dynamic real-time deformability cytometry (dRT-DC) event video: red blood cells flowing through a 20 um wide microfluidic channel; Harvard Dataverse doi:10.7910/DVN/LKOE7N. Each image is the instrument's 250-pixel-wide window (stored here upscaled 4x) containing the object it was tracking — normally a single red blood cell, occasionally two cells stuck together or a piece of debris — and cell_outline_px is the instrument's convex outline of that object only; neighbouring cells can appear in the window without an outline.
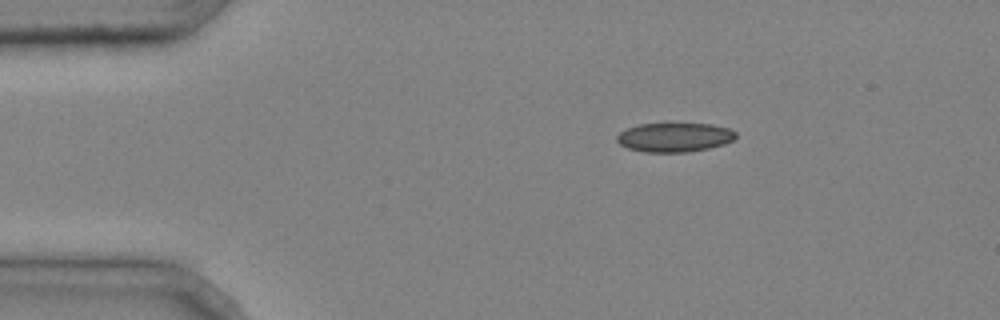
{"species": "common noctule bat (a hibernating species)", "species_latin": "Nyctalus noctula", "temperature_condition": "cold", "stored_images_in_passage": 3, "camera_frame_rate_fps": 3000, "um_per_image_px": 0.085, "animal": {"sex": "male", "body_mass_g": 20.4}, "frame": {"image": 1, "passage_image": 3, "time_ms": 0.667, "image_size_px": [1000, 320], "cell_outline_px": [[736, 136], [732, 140], [724, 144], [708, 148], [688, 152], [644, 152], [628, 148], [620, 144], [616, 140], [616, 136], [620, 132], [628, 128], [640, 124], [712, 124], [728, 128], [736, 132]], "centroid_in_image_um": [57.32, 11.67], "position_along_channel_um": 27.7, "area_um2": 20.06}}